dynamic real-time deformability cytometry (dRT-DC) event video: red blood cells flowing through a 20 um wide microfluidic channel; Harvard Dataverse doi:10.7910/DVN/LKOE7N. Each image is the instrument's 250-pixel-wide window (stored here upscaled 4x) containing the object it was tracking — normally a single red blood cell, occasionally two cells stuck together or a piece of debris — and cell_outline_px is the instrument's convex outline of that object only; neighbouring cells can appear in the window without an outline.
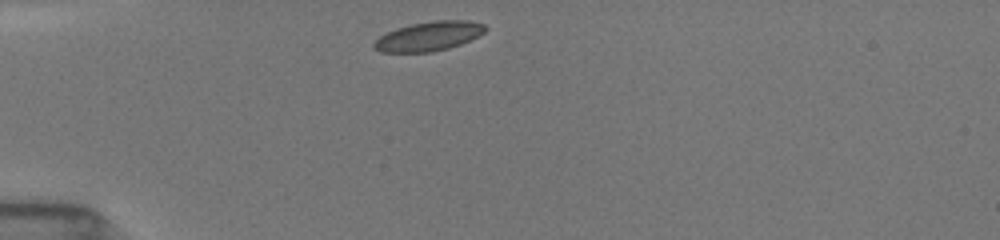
{"species": "common noctule bat (a hibernating species)", "species_latin": "Nyctalus noctula", "temperature_condition": "room temperature", "stored_images_in_passage": 39, "camera_frame_rate_fps": 3000, "um_per_image_px": 0.085, "animal": {"sex": "female", "body_mass_g": 19.5, "forearm_length_mm": 54.1}, "frame": {"image": 1, "passage_image": 1, "time_ms": 0.0, "image_size_px": [1000, 240], "cell_outline_px": [[488, 28], [484, 32], [460, 44], [448, 48], [432, 52], [380, 52], [372, 48], [372, 44], [380, 36], [396, 28], [412, 24], [432, 20], [468, 20], [484, 24]], "centroid_in_image_um": [36.42, 3.08], "position_along_channel_um": 48.6, "area_um2": 18.96}}
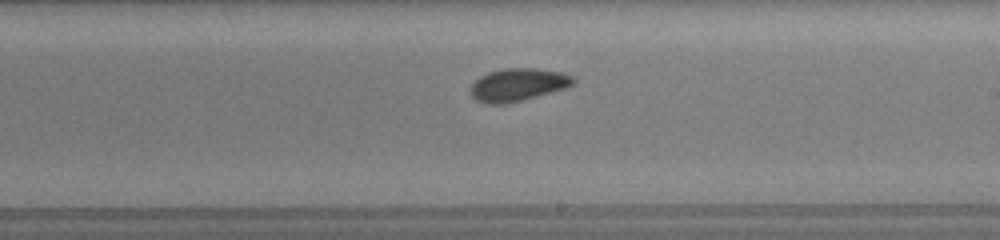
{"frame": {"image": 2, "passage_image": 18, "time_ms": 5.667, "image_size_px": [1000, 240], "cell_outline_px": [[576, 80], [568, 88], [504, 104], [488, 104], [476, 100], [472, 96], [472, 84], [480, 76], [488, 72], [504, 68], [536, 68], [560, 72], [572, 76]], "centroid_in_image_um": [44.04, 7.19], "position_along_channel_um": 245.0, "area_um2": 19.42}}
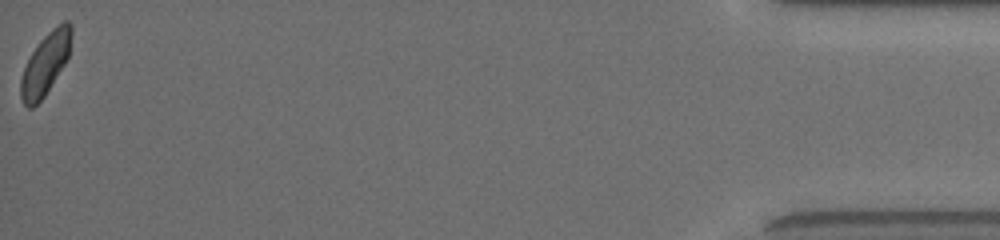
{"frame": {"image": 3, "passage_image": 39, "time_ms": 12.667, "image_size_px": [1000, 240], "cell_outline_px": [[72, 32], [68, 56], [64, 64], [44, 96], [32, 108], [28, 108], [24, 104], [20, 96], [20, 80], [24, 68], [32, 52], [40, 40], [56, 24], [64, 20], [68, 20], [72, 24]], "centroid_in_image_um": [3.86, 5.39], "position_along_channel_um": 431.3, "area_um2": 18.03}, "authors_computed_cell_mechanics": {"area_um2": 18.8428, "velocity_mm_per_s": 3.8996, "shape_relaxation_time_tau1_ms": 3.1853, "shape_relaxation_time_tau2_ms": 2.8737, "deformation_change_tau1": 0.0791, "deformation_change_tau2": 0.0658}}